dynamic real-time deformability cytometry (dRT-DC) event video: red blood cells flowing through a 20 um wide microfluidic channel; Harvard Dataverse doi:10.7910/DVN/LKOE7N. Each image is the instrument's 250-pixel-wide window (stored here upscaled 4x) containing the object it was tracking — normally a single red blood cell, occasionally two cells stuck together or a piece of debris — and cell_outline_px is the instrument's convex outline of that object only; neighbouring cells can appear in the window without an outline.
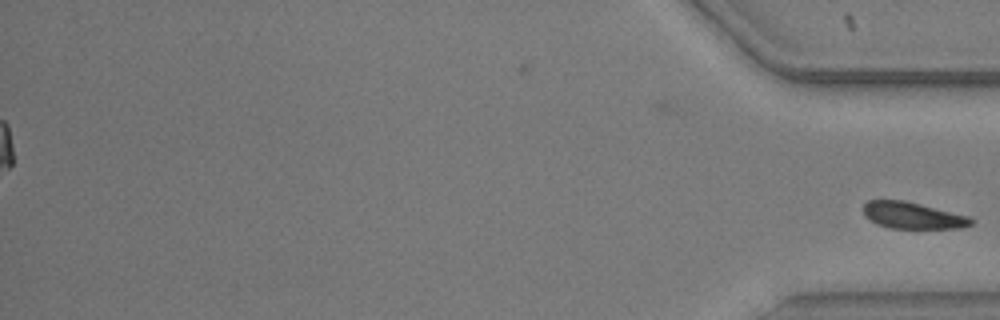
{"species": "common noctule bat (a hibernating species)", "species_latin": "Nyctalus noctula", "temperature_condition": "warm", "stored_images_in_passage": 55, "segment_of_instrument_passage": [2, 2], "camera_frame_rate_fps": 3000, "um_per_image_px": 0.085, "animal": {"sex": "male", "body_mass_g": 20.5, "forearm_length_mm": 52.5}, "frame": {"image": 1, "passage_image": 55, "time_ms": 18.0, "image_size_px": [1000, 320], "cell_outline_px": [[976, 220], [972, 224], [964, 228], [892, 228], [876, 224], [864, 216], [864, 204], [868, 200], [904, 200], [968, 216]], "centroid_in_image_um": [77.58, 18.32], "position_along_channel_um": 357.6, "area_um2": 16.65}}